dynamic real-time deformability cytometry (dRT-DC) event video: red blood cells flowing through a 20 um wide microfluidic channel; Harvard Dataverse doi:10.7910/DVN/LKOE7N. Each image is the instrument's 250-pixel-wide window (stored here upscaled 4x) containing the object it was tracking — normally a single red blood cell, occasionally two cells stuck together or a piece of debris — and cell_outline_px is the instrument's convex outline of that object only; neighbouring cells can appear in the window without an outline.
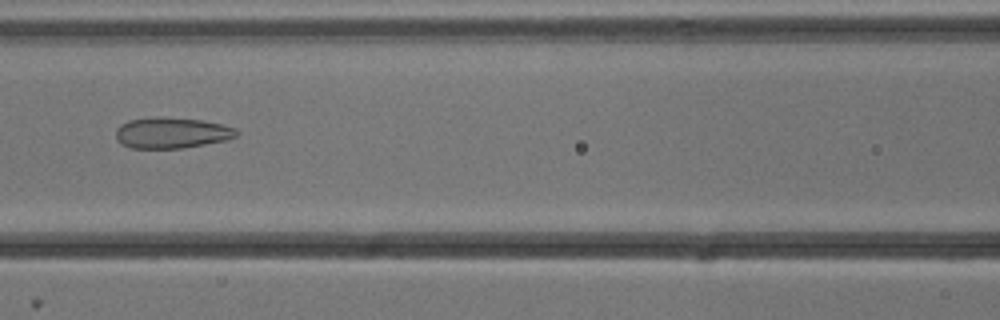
{"species": "common noctule bat (a hibernating species)", "species_latin": "Nyctalus noctula", "temperature_condition": "cold", "stored_images_in_passage": 53, "camera_frame_rate_fps": 3000, "um_per_image_px": 0.085, "animal": {"sex": "male", "body_mass_g": 13.3}, "frame": {"image": 1, "passage_image": 23, "time_ms": 7.333, "image_size_px": [1000, 320], "cell_outline_px": [[240, 132], [236, 136], [228, 140], [184, 148], [132, 148], [120, 144], [116, 140], [116, 128], [120, 124], [128, 120], [156, 116], [160, 116], [200, 120], [220, 124], [236, 128]], "centroid_in_image_um": [14.57, 11.29], "position_along_channel_um": 152.0, "area_um2": 22.02}}
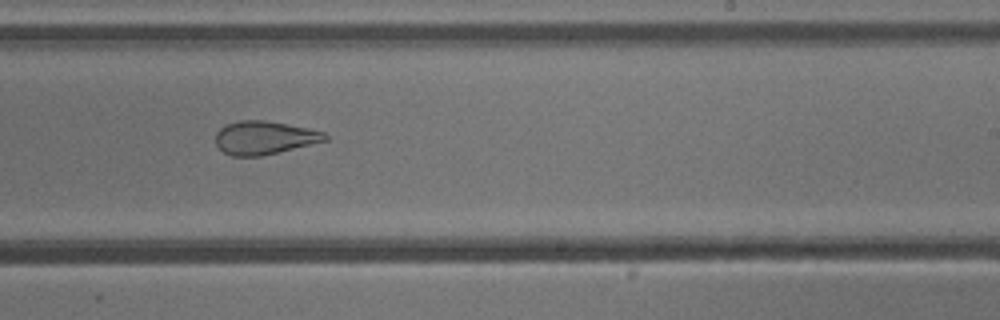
{"frame": {"image": 2, "passage_image": 32, "time_ms": 10.333, "image_size_px": [1000, 320], "cell_outline_px": [[328, 140], [260, 156], [232, 156], [224, 152], [216, 144], [216, 132], [224, 124], [240, 120], [264, 120], [308, 128], [324, 132], [328, 136]], "centroid_in_image_um": [22.44, 11.69], "position_along_channel_um": 266.6, "area_um2": 21.1}}
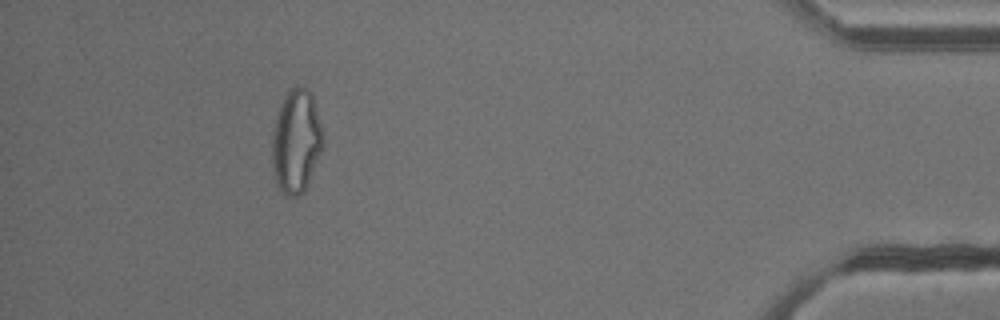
{"frame": {"image": 3, "passage_image": 48, "time_ms": 15.667, "image_size_px": [1000, 320], "cell_outline_px": [[324, 148], [304, 192], [296, 196], [284, 196], [276, 184], [272, 164], [272, 140], [276, 116], [288, 92], [296, 84], [304, 88], [312, 96], [324, 128]], "centroid_in_image_um": [25.21, 12.06], "position_along_channel_um": 410.0, "area_um2": 30.98}, "authors_computed_cell_mechanics": {"area_um2": 27.455, "velocity_mm_per_s": 3.8242, "shape_relaxation_time_tau1_ms": null, "shape_relaxation_time_tau2_ms": 2.5838, "deformation_change_tau1": null, "deformation_change_tau2": 0.0995}}